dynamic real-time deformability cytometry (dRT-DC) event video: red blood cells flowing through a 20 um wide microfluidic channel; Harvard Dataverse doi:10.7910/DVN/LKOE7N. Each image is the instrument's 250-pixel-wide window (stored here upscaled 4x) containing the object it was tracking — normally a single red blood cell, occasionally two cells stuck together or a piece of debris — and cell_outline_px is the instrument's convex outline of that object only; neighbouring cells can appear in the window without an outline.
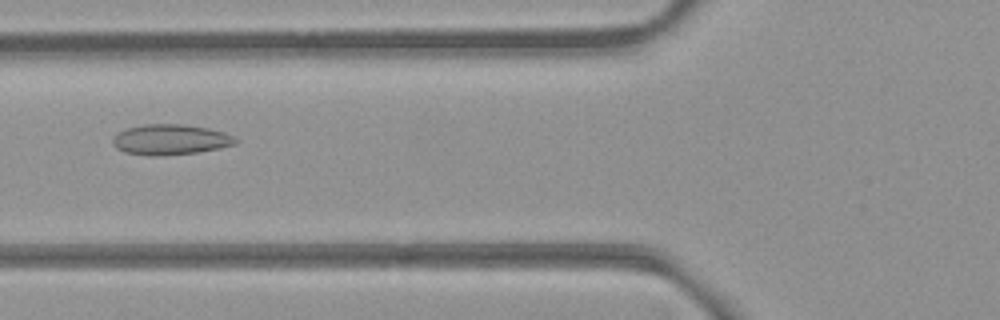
{"species": "common noctule bat (a hibernating species)", "species_latin": "Nyctalus noctula", "temperature_condition": "room temperature", "stored_images_in_passage": 39, "camera_frame_rate_fps": 3000, "um_per_image_px": 0.085, "animal": {"sex": "female", "body_mass_g": 21.9}, "frame": {"image": 1, "passage_image": 6, "time_ms": 1.667, "image_size_px": [1000, 320], "cell_outline_px": [[236, 144], [220, 148], [196, 152], [156, 156], [148, 156], [124, 152], [116, 148], [112, 144], [112, 140], [120, 132], [128, 128], [144, 124], [184, 124], [208, 128], [224, 132], [232, 136], [236, 140]], "centroid_in_image_um": [14.47, 11.87], "position_along_channel_um": 111.3, "area_um2": 21.62}}
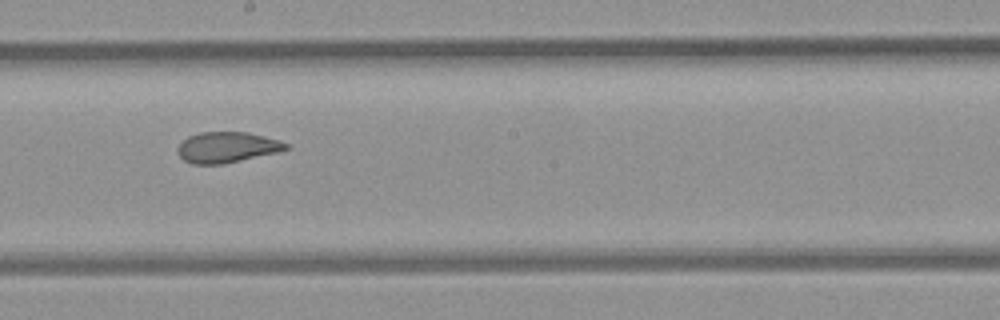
{"frame": {"image": 2, "passage_image": 15, "time_ms": 4.667, "image_size_px": [1000, 320], "cell_outline_px": [[288, 148], [280, 152], [224, 164], [192, 164], [184, 160], [176, 152], [176, 148], [188, 136], [200, 132], [248, 132], [280, 140], [288, 144]], "centroid_in_image_um": [19.3, 12.52], "position_along_channel_um": 228.9, "area_um2": 19.54}}
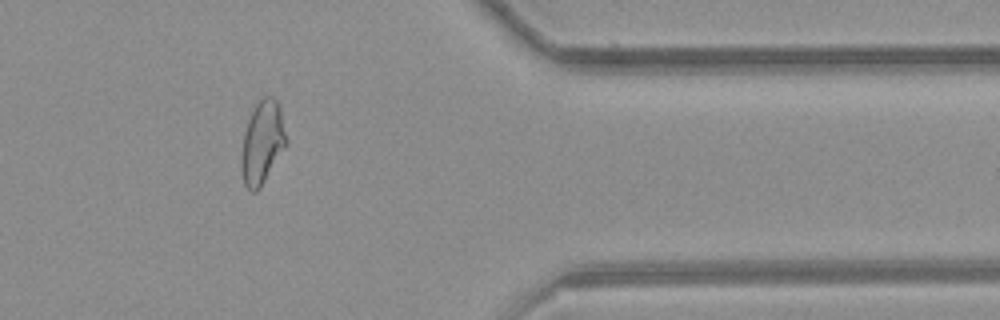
{"frame": {"image": 3, "passage_image": 29, "time_ms": 9.333, "image_size_px": [1000, 320], "cell_outline_px": [[288, 144], [260, 188], [256, 192], [252, 192], [244, 184], [240, 168], [240, 160], [244, 132], [248, 120], [256, 104], [264, 96], [272, 96], [280, 104], [288, 140]], "centroid_in_image_um": [22.31, 12.12], "position_along_channel_um": 389.1, "area_um2": 22.08}, "authors_computed_cell_mechanics": {"area_um2": 21.2126, "velocity_mm_per_s": 3.9018, "shape_relaxation_time_tau1_ms": null, "shape_relaxation_time_tau2_ms": 1.6057, "deformation_change_tau1": null, "deformation_change_tau2": 0.0843}}